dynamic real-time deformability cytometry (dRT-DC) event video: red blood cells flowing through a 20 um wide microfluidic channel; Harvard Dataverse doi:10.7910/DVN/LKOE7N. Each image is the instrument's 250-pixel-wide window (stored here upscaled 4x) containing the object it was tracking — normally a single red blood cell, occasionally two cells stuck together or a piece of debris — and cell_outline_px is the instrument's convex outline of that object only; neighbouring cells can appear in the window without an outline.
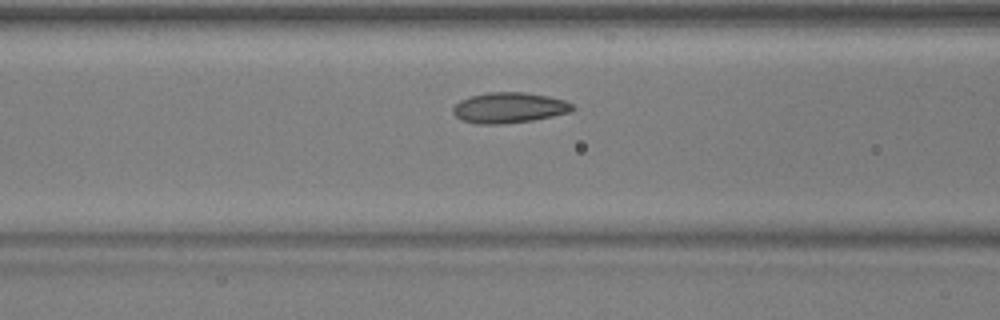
{"species": "common noctule bat (a hibernating species)", "species_latin": "Nyctalus noctula", "temperature_condition": "warm", "stored_images_in_passage": 44, "camera_frame_rate_fps": 3000, "um_per_image_px": 0.085, "animal": {"sex": "male", "body_mass_g": 17.9, "forearm_length_mm": 54.2}, "frame": {"image": 1, "passage_image": 14, "time_ms": 4.333, "image_size_px": [1000, 320], "cell_outline_px": [[576, 108], [572, 112], [532, 120], [504, 124], [476, 124], [460, 120], [452, 112], [452, 108], [460, 100], [472, 96], [488, 92], [524, 92], [548, 96], [564, 100], [572, 104]], "centroid_in_image_um": [43.27, 9.16], "position_along_channel_um": 123.3, "area_um2": 21.39}}
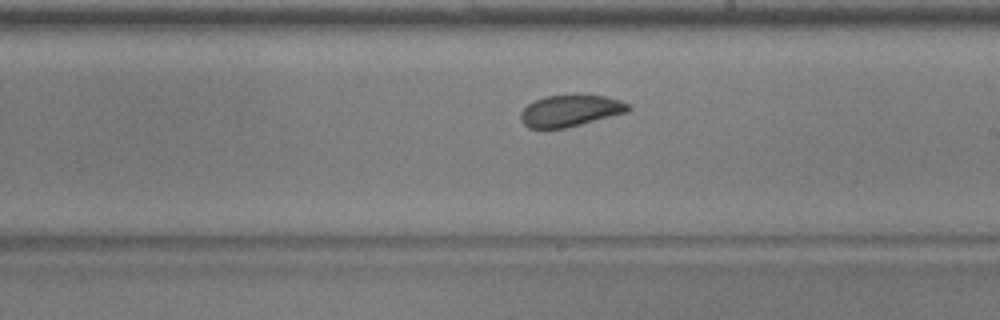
{"frame": {"image": 2, "passage_image": 23, "time_ms": 7.333, "image_size_px": [1000, 320], "cell_outline_px": [[632, 108], [628, 112], [564, 128], [528, 128], [520, 120], [520, 112], [528, 104], [544, 96], [604, 96], [620, 100], [628, 104]], "centroid_in_image_um": [48.46, 9.42], "position_along_channel_um": 240.5, "area_um2": 19.42}}
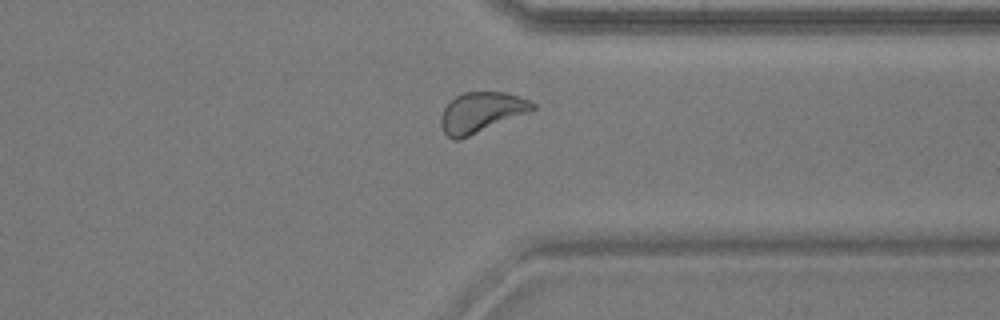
{"frame": {"image": 3, "passage_image": 33, "time_ms": 10.667, "image_size_px": [1000, 320], "cell_outline_px": [[536, 108], [528, 112], [460, 140], [452, 140], [444, 132], [440, 124], [440, 116], [444, 108], [456, 96], [464, 92], [508, 92], [528, 100], [536, 104]], "centroid_in_image_um": [40.88, 9.55], "position_along_channel_um": 370.5, "area_um2": 21.39}, "authors_computed_cell_mechanics": {"area_um2": 20.9236, "velocity_mm_per_s": 3.9131, "shape_relaxation_time_tau1_ms": 2.5335, "shape_relaxation_time_tau2_ms": 1.3507, "deformation_change_tau1": 0.0876, "deformation_change_tau2": 0.0549}}